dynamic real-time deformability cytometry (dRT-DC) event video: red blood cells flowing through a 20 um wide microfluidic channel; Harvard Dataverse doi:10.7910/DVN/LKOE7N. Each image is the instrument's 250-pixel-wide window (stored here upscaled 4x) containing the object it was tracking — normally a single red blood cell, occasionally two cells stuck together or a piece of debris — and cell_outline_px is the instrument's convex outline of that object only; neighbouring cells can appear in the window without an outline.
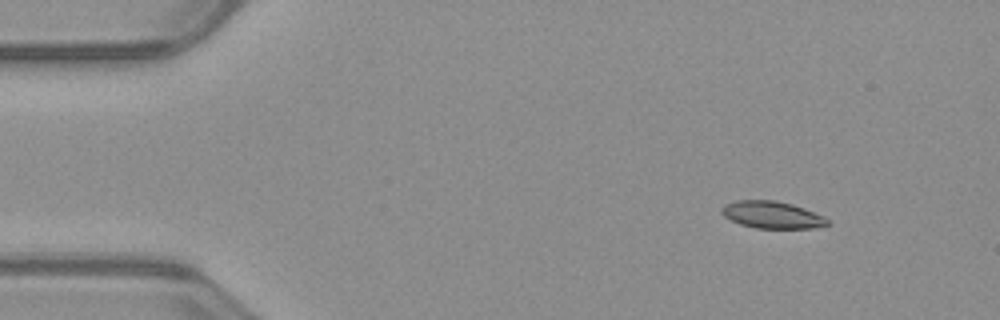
{"species": "common noctule bat (a hibernating species)", "species_latin": "Nyctalus noctula", "temperature_condition": "warm", "stored_images_in_passage": 47, "camera_frame_rate_fps": 3000, "um_per_image_px": 0.085, "animal": {"sex": "male", "body_mass_g": 23.1, "forearm_length_mm": 52.7}, "frame": {"image": 1, "passage_image": 1, "time_ms": 0.0, "image_size_px": [1000, 320], "cell_outline_px": [[832, 224], [812, 228], [756, 228], [740, 224], [724, 216], [720, 212], [720, 208], [724, 204], [736, 200], [776, 200], [792, 204], [804, 208], [824, 216]], "centroid_in_image_um": [65.62, 18.25], "position_along_channel_um": 19.4, "area_um2": 16.82}}
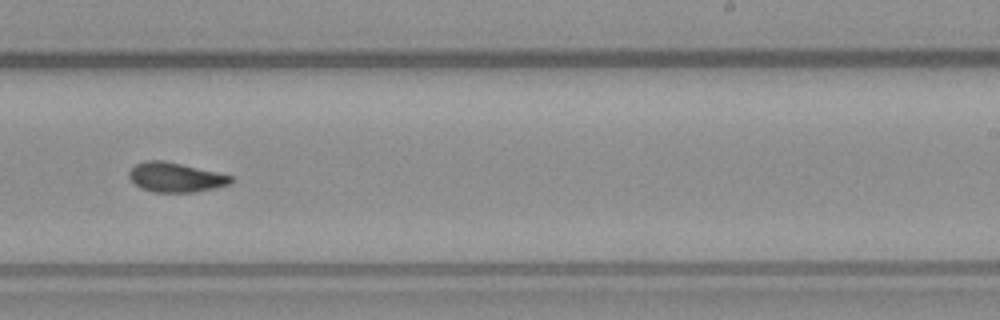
{"frame": {"image": 2, "passage_image": 27, "time_ms": 8.667, "image_size_px": [1000, 320], "cell_outline_px": [[236, 180], [232, 184], [216, 188], [196, 192], [152, 192], [140, 188], [128, 176], [128, 172], [136, 164], [144, 160], [164, 160], [216, 172], [232, 176]], "centroid_in_image_um": [14.95, 15.08], "position_along_channel_um": 274.1, "area_um2": 17.69}}
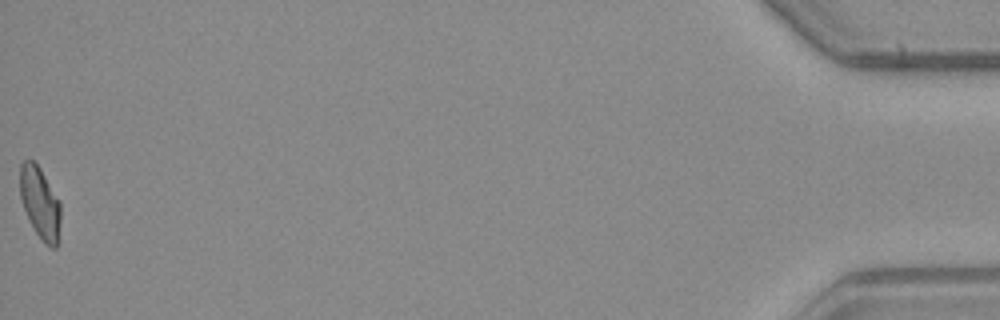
{"frame": {"image": 3, "passage_image": 47, "time_ms": 15.333, "image_size_px": [1000, 320], "cell_outline_px": [[60, 220], [56, 248], [52, 248], [44, 244], [36, 232], [24, 208], [20, 196], [20, 164], [24, 160], [32, 160], [40, 168], [60, 200]], "centroid_in_image_um": [3.41, 17.22], "position_along_channel_um": 431.8, "area_um2": 16.82}, "authors_computed_cell_mechanics": {"area_um2": 17.4556, "velocity_mm_per_s": 3.9911, "shape_relaxation_time_tau1_ms": 6.3366, "shape_relaxation_time_tau2_ms": 2.7775, "deformation_change_tau1": 0.1917, "deformation_change_tau2": 0.0901}}